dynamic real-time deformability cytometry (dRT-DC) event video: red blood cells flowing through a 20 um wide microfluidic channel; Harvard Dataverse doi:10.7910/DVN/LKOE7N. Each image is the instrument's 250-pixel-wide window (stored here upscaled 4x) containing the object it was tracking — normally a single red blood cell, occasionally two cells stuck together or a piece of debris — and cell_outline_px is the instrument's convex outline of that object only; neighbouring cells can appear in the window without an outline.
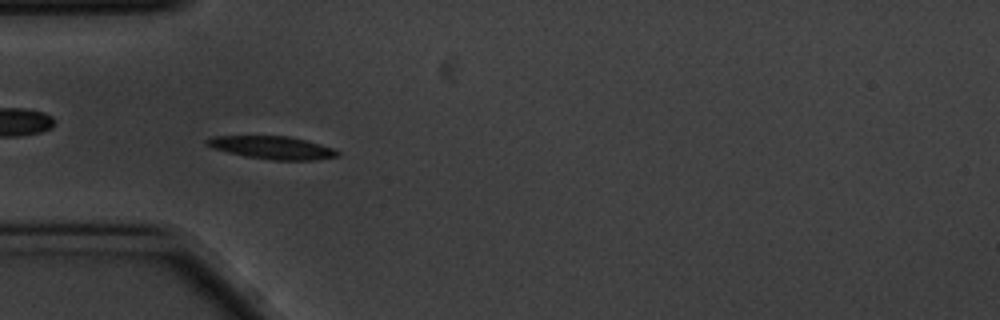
{"species": "common noctule bat (a hibernating species)", "species_latin": "Nyctalus noctula", "temperature_condition": "cold", "stored_images_in_passage": 57, "camera_frame_rate_fps": 3000, "um_per_image_px": 0.085, "animal": {"sex": "male", "body_mass_g": 20.1, "forearm_length_mm": 53.5}, "frame": {"image": 1, "passage_image": 17, "time_ms": 5.333, "image_size_px": [1000, 320], "cell_outline_px": [[340, 156], [316, 160], [272, 160], [244, 156], [212, 148], [204, 144], [204, 140], [212, 136], [288, 136], [308, 140], [336, 148], [340, 152]], "centroid_in_image_um": [23.18, 12.54], "position_along_channel_um": 61.8, "area_um2": 17.74}, "authors_computed_cell_mechanics": {"area_um2": 16.4152, "velocity_mm_per_s": 3.4641, "shape_relaxation_time_tau1_ms": 2.9163, "shape_relaxation_time_tau2_ms": null, "deformation_change_tau1": 0.1351, "deformation_change_tau2": null}}